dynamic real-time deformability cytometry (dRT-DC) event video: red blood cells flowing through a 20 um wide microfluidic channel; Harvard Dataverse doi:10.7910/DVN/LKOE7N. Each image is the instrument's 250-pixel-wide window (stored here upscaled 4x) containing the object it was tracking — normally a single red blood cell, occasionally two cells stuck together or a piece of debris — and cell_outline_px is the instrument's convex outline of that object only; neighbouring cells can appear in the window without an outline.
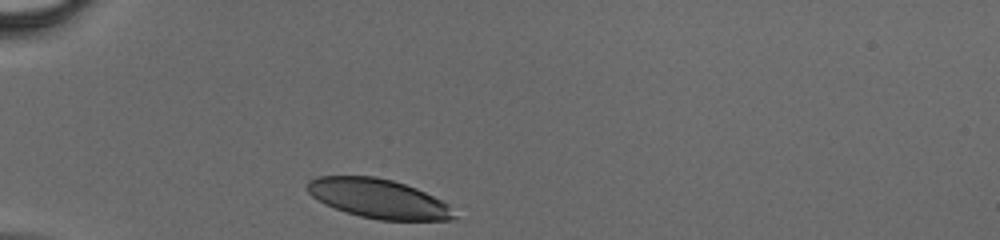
{"species": "human", "species_latin": "Homo sapiens", "temperature_condition": "cold", "stored_images_in_passage": 26, "camera_frame_rate_fps": 3000, "um_per_image_px": 0.085, "donor": {"sex": "male"}, "frame": {"image": 1, "passage_image": 1, "time_ms": 0.0, "image_size_px": [1000, 240], "cell_outline_px": [[456, 216], [452, 220], [380, 220], [360, 216], [344, 212], [324, 204], [312, 196], [304, 188], [308, 180], [316, 176], [376, 176], [392, 180], [416, 188], [448, 204]], "centroid_in_image_um": [32.1, 16.87], "position_along_channel_um": 52.9, "area_um2": 33.64}}
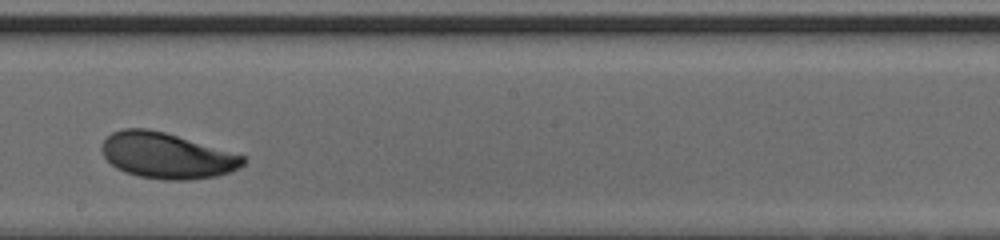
{"frame": {"image": 2, "passage_image": 15, "time_ms": 4.667, "image_size_px": [1000, 240], "cell_outline_px": [[244, 164], [232, 172], [216, 176], [188, 180], [164, 180], [140, 176], [124, 172], [116, 168], [104, 156], [100, 148], [104, 140], [112, 132], [124, 128], [148, 128], [164, 132], [244, 156]], "centroid_in_image_um": [14.14, 13.23], "position_along_channel_um": 234.1, "area_um2": 37.4}}
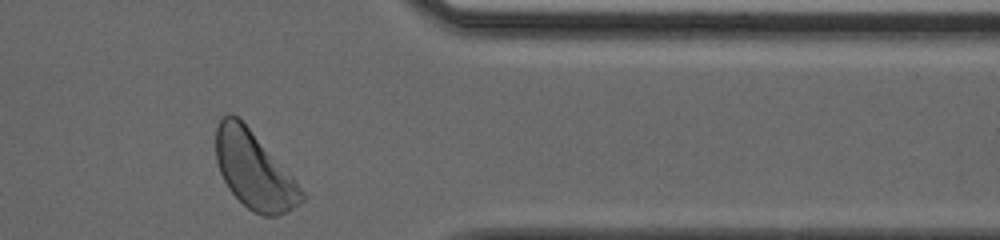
{"frame": {"image": 3, "passage_image": 26, "time_ms": 8.333, "image_size_px": [1000, 240], "cell_outline_px": [[308, 196], [304, 200], [284, 212], [276, 216], [264, 216], [252, 212], [228, 188], [220, 172], [216, 160], [216, 128], [220, 120], [228, 112], [236, 116], [248, 128], [292, 176]], "centroid_in_image_um": [21.59, 14.49], "position_along_channel_um": 389.8, "area_um2": 37.74}}